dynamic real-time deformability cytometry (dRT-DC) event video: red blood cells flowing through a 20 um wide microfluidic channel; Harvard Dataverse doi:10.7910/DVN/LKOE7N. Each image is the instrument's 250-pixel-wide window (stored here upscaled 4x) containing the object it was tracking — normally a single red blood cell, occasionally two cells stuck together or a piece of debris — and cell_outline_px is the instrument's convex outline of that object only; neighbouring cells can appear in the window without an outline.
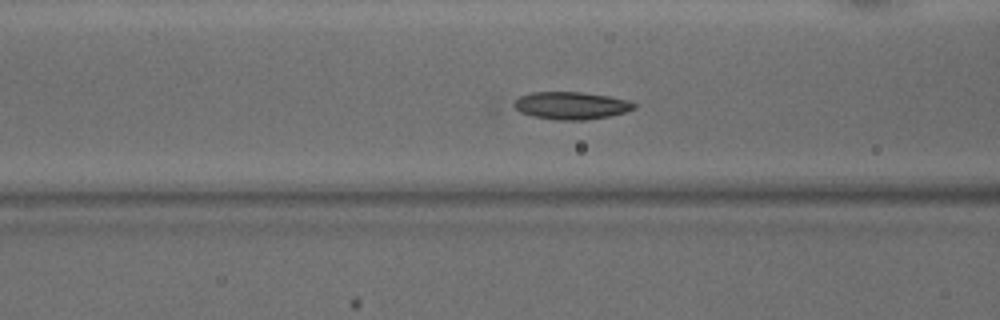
{"species": "common noctule bat (a hibernating species)", "species_latin": "Nyctalus noctula", "temperature_condition": "warm", "stored_images_in_passage": 43, "camera_frame_rate_fps": 3000, "um_per_image_px": 0.085, "animal": {"sex": "male", "body_mass_g": 15.6}, "frame": {"image": 1, "passage_image": 18, "time_ms": 5.667, "image_size_px": [1000, 320], "cell_outline_px": [[636, 108], [624, 112], [608, 116], [584, 120], [556, 120], [488, 112], [488, 108], [492, 100], [532, 92], [584, 92], [608, 96], [628, 100], [636, 104]], "centroid_in_image_um": [47.69, 8.98], "position_along_channel_um": 118.9, "area_um2": 22.77}}
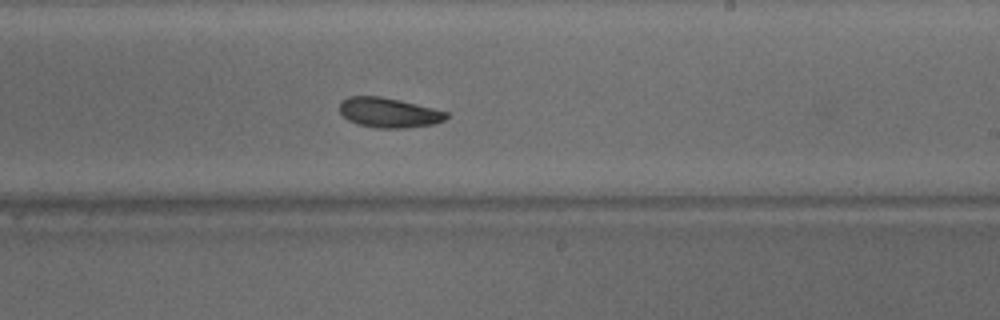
{"frame": {"image": 2, "passage_image": 28, "time_ms": 9.0, "image_size_px": [1000, 320], "cell_outline_px": [[448, 116], [444, 120], [432, 124], [404, 128], [380, 128], [360, 124], [348, 120], [340, 112], [340, 100], [348, 96], [380, 96], [400, 100], [448, 112]], "centroid_in_image_um": [33.03, 9.56], "position_along_channel_um": 256.0, "area_um2": 18.38}}
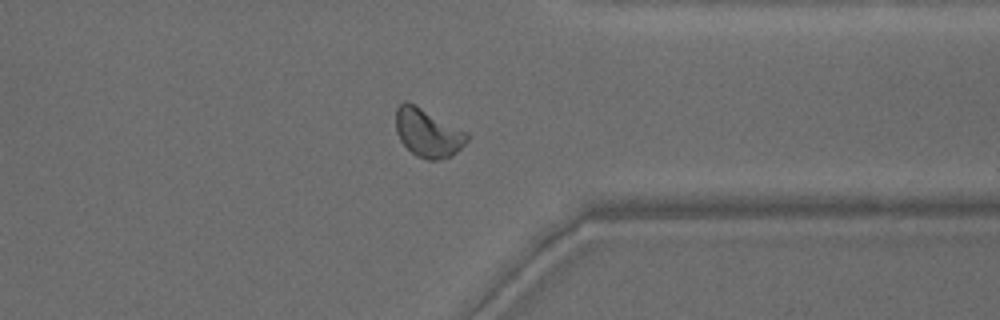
{"frame": {"image": 3, "passage_image": 37, "time_ms": 12.0, "image_size_px": [1000, 320], "cell_outline_px": [[468, 140], [452, 156], [436, 160], [428, 160], [416, 156], [400, 140], [396, 132], [396, 108], [404, 100], [408, 100], [468, 132]], "centroid_in_image_um": [36.36, 11.27], "position_along_channel_um": 375.0, "area_um2": 20.17}}